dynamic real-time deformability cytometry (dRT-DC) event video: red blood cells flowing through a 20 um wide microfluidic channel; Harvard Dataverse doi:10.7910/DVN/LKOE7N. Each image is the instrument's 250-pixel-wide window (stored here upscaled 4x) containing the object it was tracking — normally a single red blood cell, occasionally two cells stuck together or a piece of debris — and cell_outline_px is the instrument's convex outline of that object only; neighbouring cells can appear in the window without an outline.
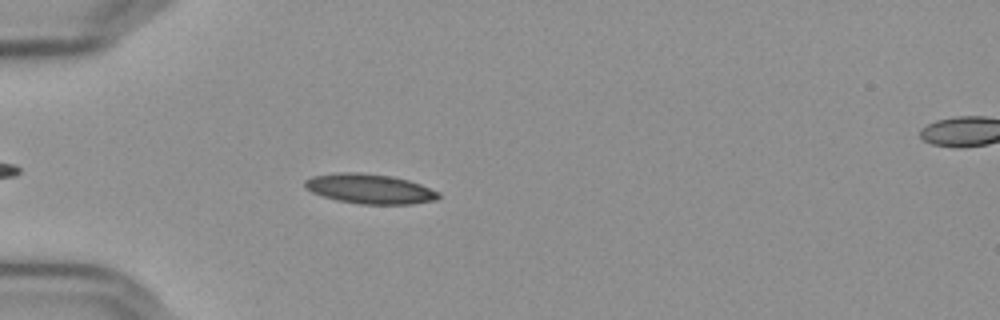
{"species": "Egyptian fruit bat (a non-hibernating species)", "species_latin": "Rousettus aegyptiacus", "temperature_condition": "cold", "stored_images_in_passage": 49, "camera_frame_rate_fps": 3000, "um_per_image_px": 0.085, "frame": {"image": 1, "passage_image": 10, "time_ms": 3.0, "image_size_px": [1000, 320], "cell_outline_px": [[440, 196], [436, 200], [412, 204], [360, 204], [336, 200], [312, 192], [304, 188], [304, 180], [312, 176], [336, 172], [360, 172], [392, 176], [408, 180], [420, 184], [440, 192]], "centroid_in_image_um": [31.41, 16.04], "position_along_channel_um": 53.6, "area_um2": 23.35}}
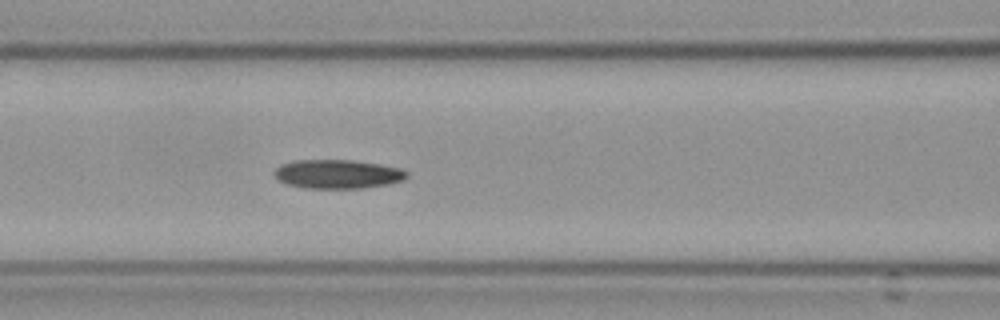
{"frame": {"image": 2, "passage_image": 18, "time_ms": 5.667, "image_size_px": [1000, 320], "cell_outline_px": [[408, 176], [404, 180], [388, 184], [364, 188], [304, 188], [284, 184], [272, 172], [280, 164], [296, 160], [352, 160], [400, 168], [408, 172]], "centroid_in_image_um": [28.68, 14.8], "position_along_channel_um": 137.9, "area_um2": 22.37}}
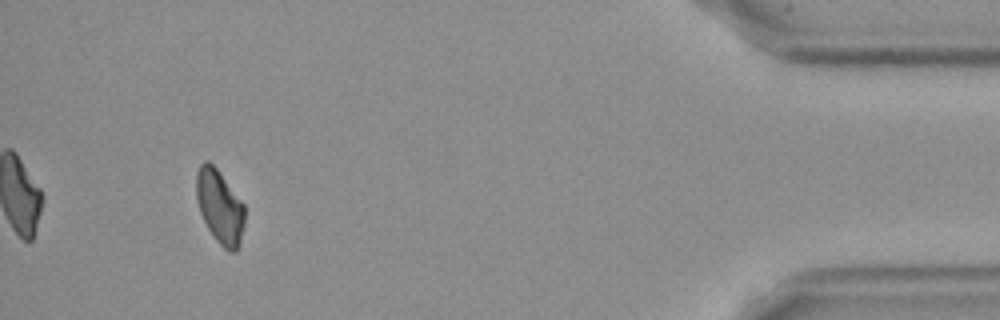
{"frame": {"image": 3, "passage_image": 46, "time_ms": 15.0, "image_size_px": [1000, 320], "cell_outline_px": [[244, 224], [240, 244], [236, 252], [228, 252], [216, 240], [208, 228], [200, 212], [196, 200], [196, 172], [200, 164], [204, 160], [208, 160], [216, 168], [244, 204]], "centroid_in_image_um": [18.67, 17.57], "position_along_channel_um": 416.5, "area_um2": 20.75}}